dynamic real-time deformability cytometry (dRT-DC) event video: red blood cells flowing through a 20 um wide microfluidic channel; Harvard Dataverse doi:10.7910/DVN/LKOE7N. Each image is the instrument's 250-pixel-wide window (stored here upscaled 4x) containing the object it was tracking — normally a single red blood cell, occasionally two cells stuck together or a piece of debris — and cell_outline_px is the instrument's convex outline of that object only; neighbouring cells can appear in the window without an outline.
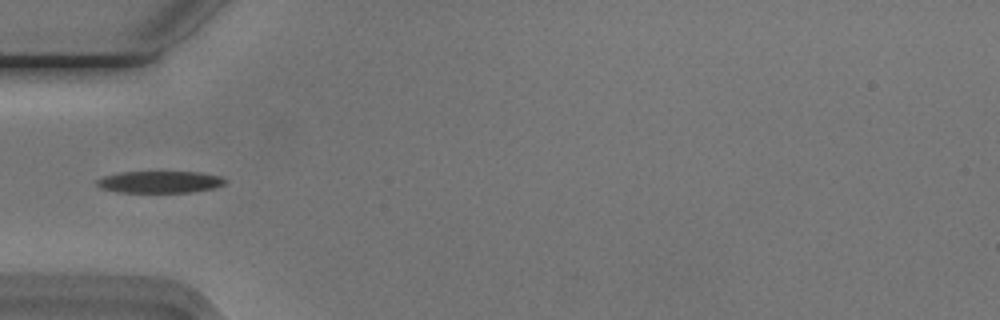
{"species": "Egyptian fruit bat (a non-hibernating species)", "species_latin": "Rousettus aegyptiacus", "temperature_condition": "cold", "stored_images_in_passage": 3, "camera_frame_rate_fps": 3000, "um_per_image_px": 0.085, "animal": {"sex": "male"}, "frame": {"image": 1, "passage_image": 1, "time_ms": 0.0, "image_size_px": [1000, 320], "cell_outline_px": [[228, 180], [224, 184], [216, 188], [192, 192], [116, 192], [100, 188], [96, 184], [96, 180], [104, 176], [120, 172], [200, 172], [220, 176]], "centroid_in_image_um": [13.6, 15.47], "position_along_channel_um": 71.4, "area_um2": 16.47}}